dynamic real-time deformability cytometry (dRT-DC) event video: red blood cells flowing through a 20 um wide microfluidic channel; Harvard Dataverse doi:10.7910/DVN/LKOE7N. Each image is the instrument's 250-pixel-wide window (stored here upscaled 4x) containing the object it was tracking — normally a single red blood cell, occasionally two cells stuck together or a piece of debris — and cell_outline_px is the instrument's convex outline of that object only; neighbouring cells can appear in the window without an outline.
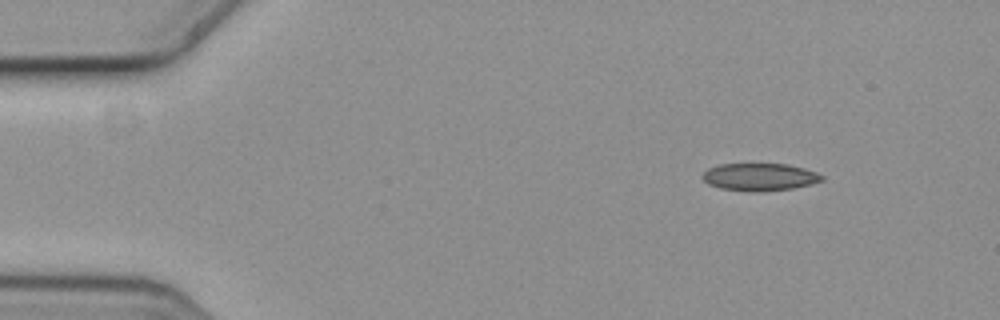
{"species": "common noctule bat (a hibernating species)", "species_latin": "Nyctalus noctula", "temperature_condition": "cold", "stored_images_in_passage": 5, "camera_frame_rate_fps": 3000, "um_per_image_px": 0.085, "animal": {"sex": "female", "body_mass_g": 19.3, "forearm_length_mm": 54.1}, "frame": {"image": 1, "passage_image": 1, "time_ms": 0.0, "image_size_px": [1000, 320], "cell_outline_px": [[824, 180], [792, 188], [760, 192], [756, 192], [720, 188], [708, 184], [700, 176], [708, 168], [720, 164], [788, 164], [804, 168], [816, 172], [824, 176]], "centroid_in_image_um": [64.55, 15.04], "position_along_channel_um": 20.4, "area_um2": 19.07}}
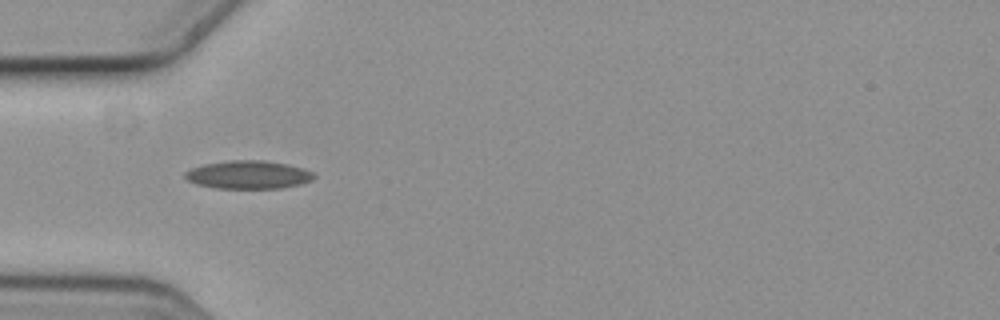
{"frame": {"image": 2, "passage_image": 4, "time_ms": 1.0, "image_size_px": [1000, 320], "cell_outline_px": [[316, 176], [312, 180], [300, 184], [280, 188], [216, 188], [196, 184], [188, 180], [184, 176], [184, 172], [192, 168], [204, 164], [228, 160], [264, 160], [288, 164], [312, 172]], "centroid_in_image_um": [21.09, 14.85], "position_along_channel_um": 63.9, "area_um2": 21.1}}
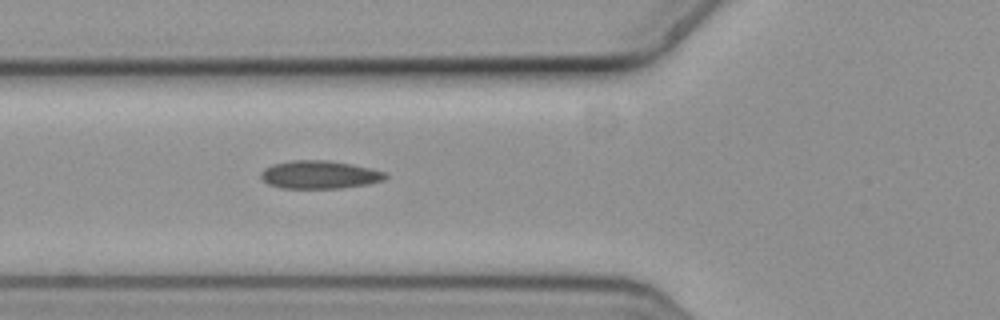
{"frame": {"image": 3, "passage_image": 5, "time_ms": 1.333, "image_size_px": [1000, 320], "cell_outline_px": [[388, 176], [384, 180], [368, 184], [340, 188], [280, 188], [268, 184], [260, 176], [260, 172], [264, 168], [272, 164], [292, 160], [328, 160], [352, 164], [388, 172]], "centroid_in_image_um": [27.17, 14.84], "position_along_channel_um": 98.6, "area_um2": 20.52}}